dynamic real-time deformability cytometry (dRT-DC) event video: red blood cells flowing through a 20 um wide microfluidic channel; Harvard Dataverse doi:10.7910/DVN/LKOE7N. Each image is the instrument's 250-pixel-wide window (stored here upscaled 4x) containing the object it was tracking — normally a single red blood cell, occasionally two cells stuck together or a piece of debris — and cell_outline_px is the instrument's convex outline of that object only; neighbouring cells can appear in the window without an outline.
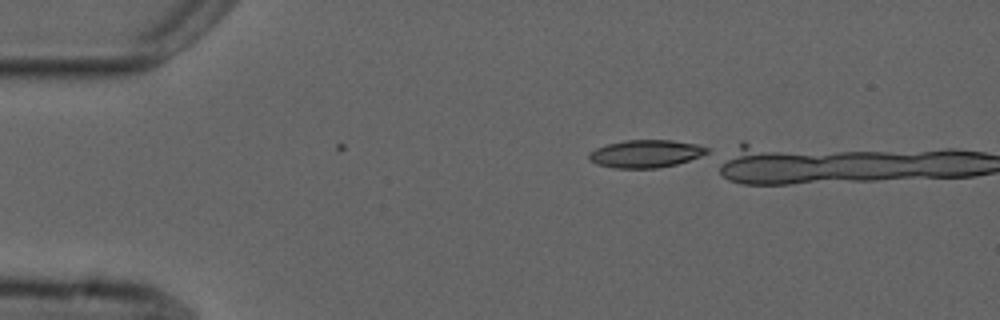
{"species": "common noctule bat (a hibernating species)", "species_latin": "Nyctalus noctula", "temperature_condition": "cold", "stored_images_in_passage": 5, "camera_frame_rate_fps": 3000, "um_per_image_px": 0.085, "animal": {"sex": "male", "forearm_length_mm": 52.5}, "frame": {"image": 1, "passage_image": 5, "time_ms": 1.333, "image_size_px": [1000, 320], "cell_outline_px": [[712, 156], [676, 164], [656, 168], [612, 168], [596, 164], [588, 160], [588, 152], [596, 148], [608, 144], [624, 140], [672, 140], [696, 144], [712, 148]], "centroid_in_image_um": [55.01, 13.07], "position_along_channel_um": 30.0, "area_um2": 19.77}}